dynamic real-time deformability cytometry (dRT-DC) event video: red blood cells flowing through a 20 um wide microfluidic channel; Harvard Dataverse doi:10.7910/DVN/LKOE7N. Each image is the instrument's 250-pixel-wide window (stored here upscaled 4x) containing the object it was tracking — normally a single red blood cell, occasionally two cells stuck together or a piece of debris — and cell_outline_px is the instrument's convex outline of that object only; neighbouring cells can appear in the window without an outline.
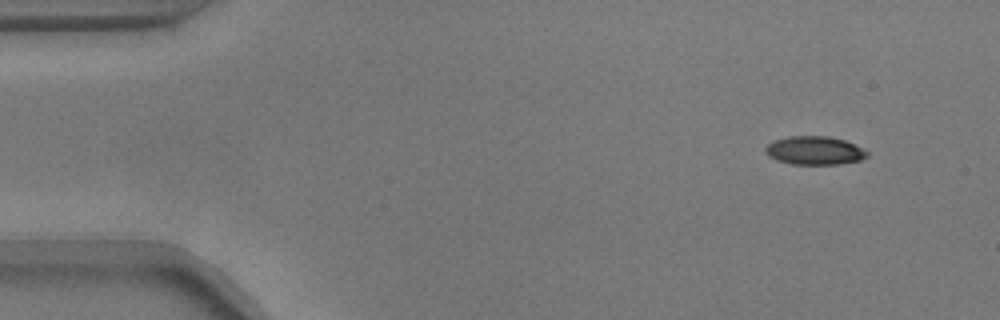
{"species": "common noctule bat (a hibernating species)", "species_latin": "Nyctalus noctula", "temperature_condition": "warm", "stored_images_in_passage": 50, "camera_frame_rate_fps": 3000, "um_per_image_px": 0.085, "animal": {"sex": "male", "body_mass_g": 17.9}, "frame": {"image": 1, "passage_image": 1, "time_ms": 0.0, "image_size_px": [1000, 320], "cell_outline_px": [[868, 156], [860, 160], [840, 164], [792, 164], [776, 160], [768, 156], [764, 152], [764, 148], [768, 144], [776, 140], [788, 136], [828, 136], [844, 140], [868, 152]], "centroid_in_image_um": [69.2, 12.8], "position_along_channel_um": 15.8, "area_um2": 16.76}}
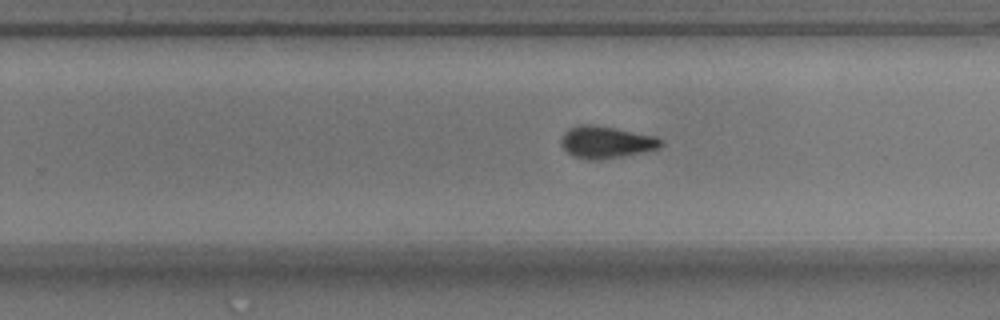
{"frame": {"image": 2, "passage_image": 30, "time_ms": 9.667, "image_size_px": [1000, 320], "cell_outline_px": [[664, 144], [660, 148], [620, 156], [596, 160], [588, 160], [572, 156], [560, 144], [560, 136], [568, 128], [580, 124], [596, 124], [656, 136], [664, 140]], "centroid_in_image_um": [51.5, 12.06], "position_along_channel_um": 278.3, "area_um2": 18.84}}
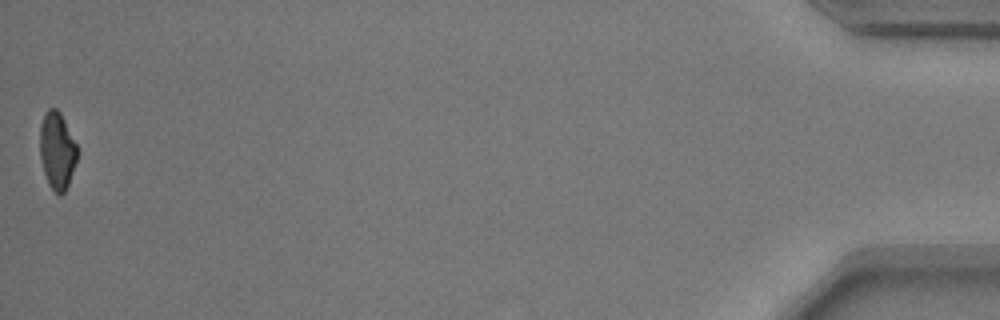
{"frame": {"image": 3, "passage_image": 50, "time_ms": 16.333, "image_size_px": [1000, 320], "cell_outline_px": [[76, 160], [68, 184], [64, 192], [60, 196], [48, 184], [44, 172], [40, 156], [40, 124], [44, 112], [48, 108], [56, 108], [60, 112], [76, 144]], "centroid_in_image_um": [4.82, 12.77], "position_along_channel_um": 430.4, "area_um2": 16.53}, "authors_computed_cell_mechanics": {"area_um2": 17.9469, "velocity_mm_per_s": 3.7396, "shape_relaxation_time_tau1_ms": 4.4008, "shape_relaxation_time_tau2_ms": 1.6937, "deformation_change_tau1": 0.1167, "deformation_change_tau2": 0.0745}}